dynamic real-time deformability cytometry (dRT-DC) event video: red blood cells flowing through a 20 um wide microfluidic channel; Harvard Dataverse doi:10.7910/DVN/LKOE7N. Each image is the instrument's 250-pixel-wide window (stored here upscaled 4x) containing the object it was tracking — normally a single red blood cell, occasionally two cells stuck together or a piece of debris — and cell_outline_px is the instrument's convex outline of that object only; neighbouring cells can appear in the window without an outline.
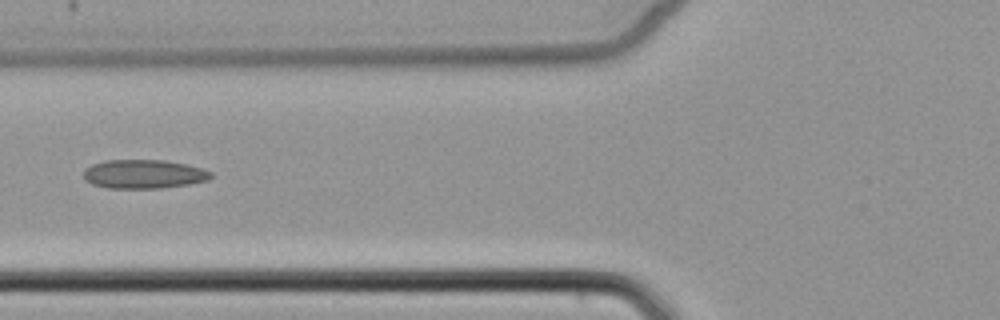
{"species": "common noctule bat (a hibernating species)", "species_latin": "Nyctalus noctula", "temperature_condition": "cold", "stored_images_in_passage": 2, "camera_frame_rate_fps": 3000, "um_per_image_px": 0.085, "animal": {"sex": "female", "body_mass_g": 22.7, "forearm_length_mm": 54.2}, "frame": {"image": 1, "passage_image": 2, "time_ms": 1.333, "image_size_px": [1000, 320], "cell_outline_px": [[212, 176], [208, 180], [188, 184], [160, 188], [108, 188], [92, 184], [84, 180], [84, 168], [92, 164], [104, 160], [164, 160], [204, 168], [212, 172]], "centroid_in_image_um": [12.2, 14.79], "position_along_channel_um": 113.6, "area_um2": 21.5}}